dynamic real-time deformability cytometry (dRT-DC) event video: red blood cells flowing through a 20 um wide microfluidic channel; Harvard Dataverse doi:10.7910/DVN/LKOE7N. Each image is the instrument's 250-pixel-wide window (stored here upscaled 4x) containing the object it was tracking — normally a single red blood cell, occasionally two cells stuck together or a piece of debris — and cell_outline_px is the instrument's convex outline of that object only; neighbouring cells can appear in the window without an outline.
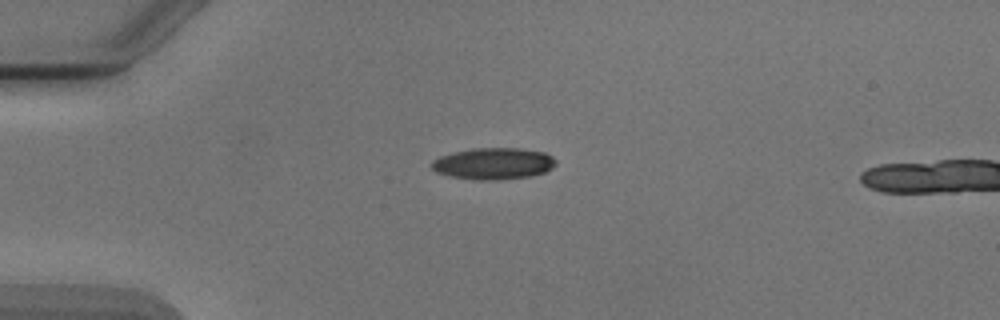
{"species": "Egyptian fruit bat (a non-hibernating species)", "species_latin": "Rousettus aegyptiacus", "temperature_condition": "cold", "stored_images_in_passage": 2, "camera_frame_rate_fps": 3000, "um_per_image_px": 0.085, "animal": {"sex": "male"}, "frame": {"image": 1, "passage_image": 1, "time_ms": 0.0, "image_size_px": [1000, 320], "cell_outline_px": [[556, 164], [552, 168], [544, 172], [528, 176], [500, 180], [476, 180], [452, 176], [436, 172], [432, 168], [432, 160], [440, 156], [452, 152], [472, 148], [520, 148], [544, 152], [552, 156], [556, 160]], "centroid_in_image_um": [41.94, 13.9], "position_along_channel_um": 43.1, "area_um2": 22.89}}